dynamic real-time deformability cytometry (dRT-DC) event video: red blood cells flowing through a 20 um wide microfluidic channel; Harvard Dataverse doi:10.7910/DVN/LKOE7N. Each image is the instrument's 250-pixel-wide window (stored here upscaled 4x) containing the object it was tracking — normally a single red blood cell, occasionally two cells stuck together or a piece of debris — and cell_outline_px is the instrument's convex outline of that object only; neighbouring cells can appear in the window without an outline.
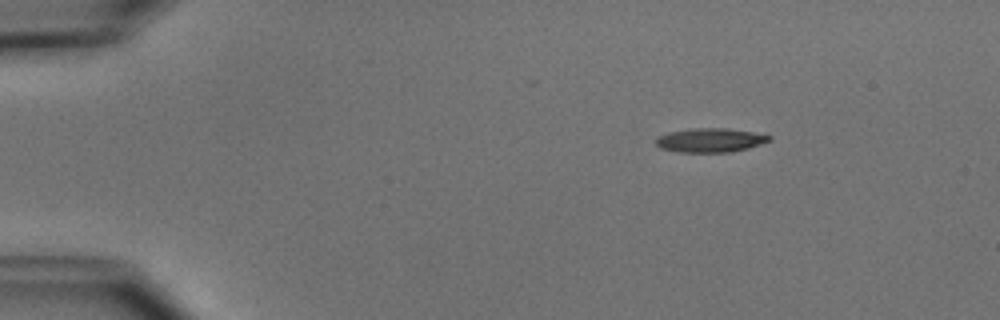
{"species": "common noctule bat (a hibernating species)", "species_latin": "Nyctalus noctula", "temperature_condition": "cold", "stored_images_in_passage": 4, "camera_frame_rate_fps": 3000, "um_per_image_px": 0.085, "animal": {"sex": "male", "body_mass_g": 15.6}, "frame": {"image": 1, "passage_image": 1, "time_ms": 0.0, "image_size_px": [1000, 320], "cell_outline_px": [[772, 140], [748, 148], [732, 152], [680, 152], [660, 148], [656, 144], [656, 136], [668, 132], [692, 128], [724, 128], [752, 132], [772, 136]], "centroid_in_image_um": [60.35, 11.91], "position_along_channel_um": 24.6, "area_um2": 15.9}}
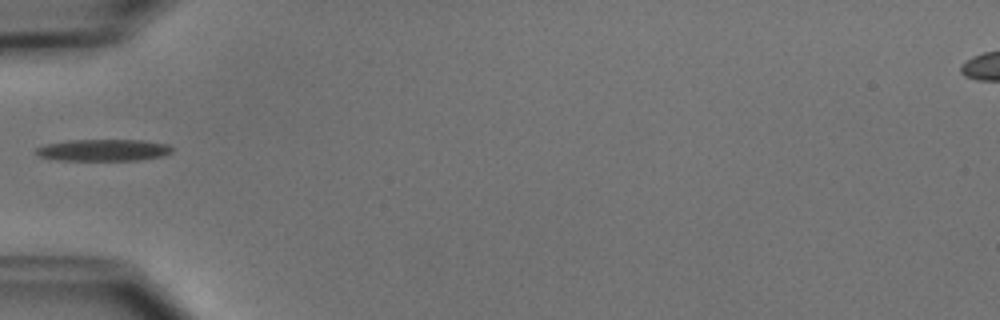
{"frame": {"image": 2, "passage_image": 3, "time_ms": 3.333, "image_size_px": [1000, 320], "cell_outline_px": [[172, 152], [164, 156], [136, 160], [60, 160], [40, 156], [36, 152], [36, 148], [48, 144], [68, 140], [144, 140], [168, 144], [172, 148]], "centroid_in_image_um": [8.85, 12.75], "position_along_channel_um": 76.2, "area_um2": 17.11}}